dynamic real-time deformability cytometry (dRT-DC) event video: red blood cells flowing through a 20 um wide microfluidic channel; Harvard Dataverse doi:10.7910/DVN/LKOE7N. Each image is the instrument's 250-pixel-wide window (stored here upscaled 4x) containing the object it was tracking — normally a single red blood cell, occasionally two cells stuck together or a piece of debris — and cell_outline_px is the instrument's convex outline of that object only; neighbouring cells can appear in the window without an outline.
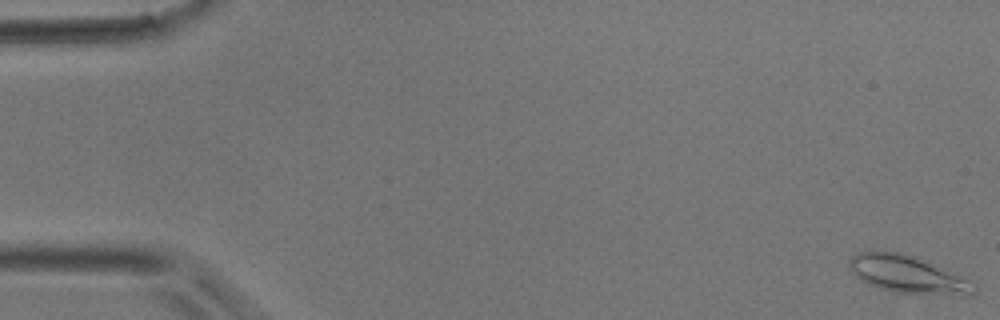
{"species": "common noctule bat (a hibernating species)", "species_latin": "Nyctalus noctula", "temperature_condition": "room temperature", "stored_images_in_passage": 5, "camera_frame_rate_fps": 3000, "um_per_image_px": 0.085, "animal": {"sex": "male", "body_mass_g": 17.9}, "frame": {"image": 1, "passage_image": 1, "time_ms": 0.0, "image_size_px": [1000, 320], "cell_outline_px": [[976, 288], [972, 296], [968, 296], [896, 292], [880, 288], [868, 284], [856, 276], [848, 268], [848, 260], [852, 256], [860, 252], [900, 252], [912, 256], [952, 272], [976, 284]], "centroid_in_image_um": [77.15, 23.34], "position_along_channel_um": 7.9, "area_um2": 26.76}}